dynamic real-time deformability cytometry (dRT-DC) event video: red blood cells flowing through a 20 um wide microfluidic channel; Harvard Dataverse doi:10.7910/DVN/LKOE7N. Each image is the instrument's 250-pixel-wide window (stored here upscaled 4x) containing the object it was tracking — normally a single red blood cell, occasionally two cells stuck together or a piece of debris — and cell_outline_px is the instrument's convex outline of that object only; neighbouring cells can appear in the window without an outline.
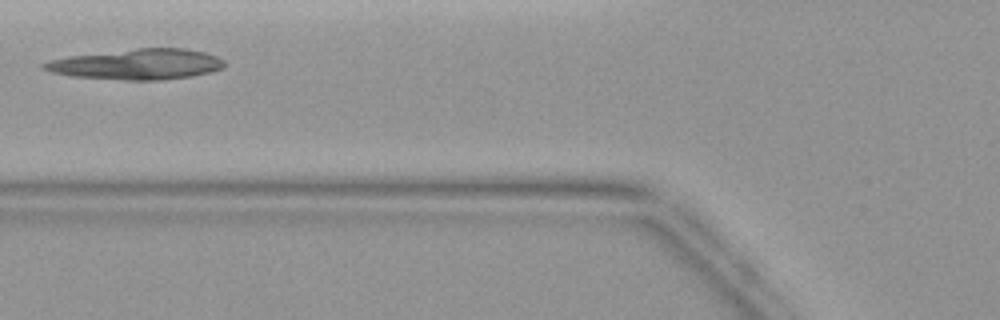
{"species": "common noctule bat (a hibernating species)", "species_latin": "Nyctalus noctula", "temperature_condition": "warm", "stored_images_in_passage": 2, "camera_frame_rate_fps": 3000, "um_per_image_px": 0.085, "animal": {"sex": "female", "body_mass_g": 19.9}, "frame": {"image": 1, "passage_image": 2, "time_ms": 1.333, "image_size_px": [1000, 320], "cell_outline_px": [[228, 64], [224, 68], [212, 72], [192, 76], [156, 80], [124, 80], [72, 76], [52, 72], [40, 68], [40, 64], [48, 60], [68, 56], [136, 48], [184, 48], [204, 52], [216, 56], [224, 60]], "centroid_in_image_um": [11.66, 5.46], "position_along_channel_um": 114.1, "area_um2": 32.31}}